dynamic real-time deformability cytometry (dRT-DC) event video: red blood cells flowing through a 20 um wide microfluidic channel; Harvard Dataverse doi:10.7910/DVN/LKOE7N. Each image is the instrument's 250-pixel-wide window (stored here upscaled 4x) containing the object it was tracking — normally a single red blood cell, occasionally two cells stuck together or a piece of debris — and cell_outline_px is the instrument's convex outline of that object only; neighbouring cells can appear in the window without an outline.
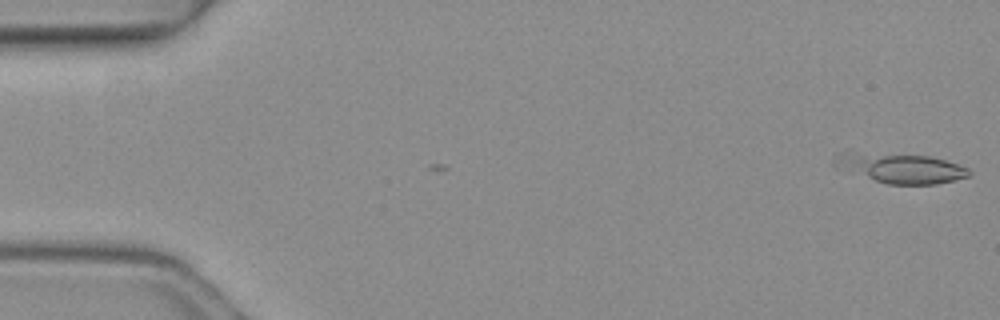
{"species": "common noctule bat (a hibernating species)", "species_latin": "Nyctalus noctula", "temperature_condition": "warm", "stored_images_in_passage": 6, "camera_frame_rate_fps": 3000, "um_per_image_px": 0.085, "animal": {"sex": "female", "body_mass_g": 19.3, "forearm_length_mm": 54.1}, "frame": {"image": 1, "passage_image": 1, "time_ms": 0.0, "image_size_px": [1000, 320], "cell_outline_px": [[972, 172], [968, 176], [936, 184], [888, 184], [836, 168], [832, 164], [832, 160], [840, 152], [848, 148], [928, 156], [944, 160], [968, 168]], "centroid_in_image_um": [76.37, 14.21], "position_along_channel_um": 8.6, "area_um2": 24.22}}